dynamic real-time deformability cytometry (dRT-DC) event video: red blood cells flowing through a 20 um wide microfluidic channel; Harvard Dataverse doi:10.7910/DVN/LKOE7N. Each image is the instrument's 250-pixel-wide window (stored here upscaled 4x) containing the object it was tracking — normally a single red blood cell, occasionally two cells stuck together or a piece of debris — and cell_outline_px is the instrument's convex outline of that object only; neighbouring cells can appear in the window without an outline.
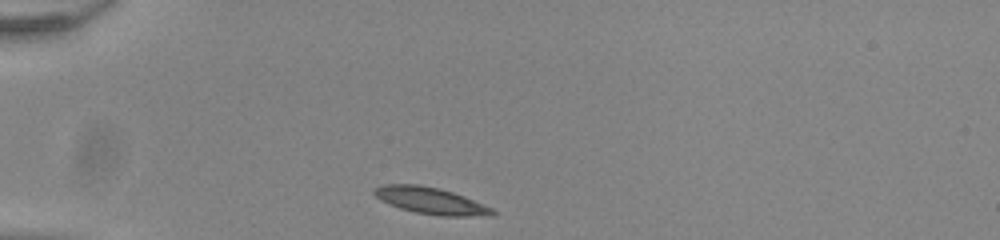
{"species": "common noctule bat (a hibernating species)", "species_latin": "Nyctalus noctula", "temperature_condition": "room temperature", "stored_images_in_passage": 32, "camera_frame_rate_fps": 3000, "um_per_image_px": 0.085, "animal": {"sex": "male", "body_mass_g": 20.0, "forearm_length_mm": 53.3}, "frame": {"image": 1, "passage_image": 1, "time_ms": 0.0, "image_size_px": [1000, 240], "cell_outline_px": [[496, 212], [492, 216], [440, 216], [416, 212], [400, 208], [388, 204], [380, 200], [372, 192], [376, 188], [384, 184], [420, 184], [440, 188], [464, 196], [484, 204], [492, 208]], "centroid_in_image_um": [36.63, 17.06], "position_along_channel_um": 48.4, "area_um2": 18.44}}
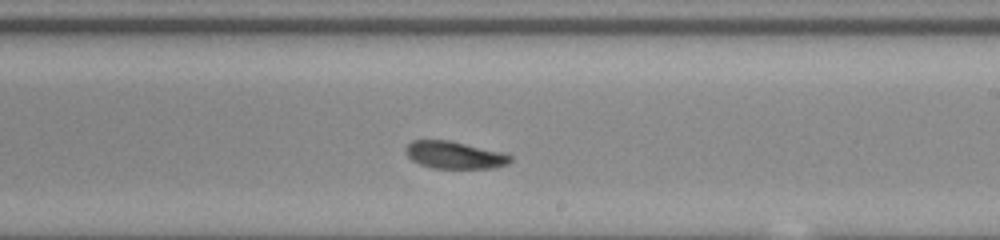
{"frame": {"image": 2, "passage_image": 19, "time_ms": 6.0, "image_size_px": [1000, 240], "cell_outline_px": [[512, 160], [508, 164], [492, 168], [432, 168], [420, 164], [412, 160], [404, 152], [404, 148], [412, 140], [448, 140], [504, 152], [512, 156]], "centroid_in_image_um": [38.63, 13.17], "position_along_channel_um": 250.4, "area_um2": 16.76}}
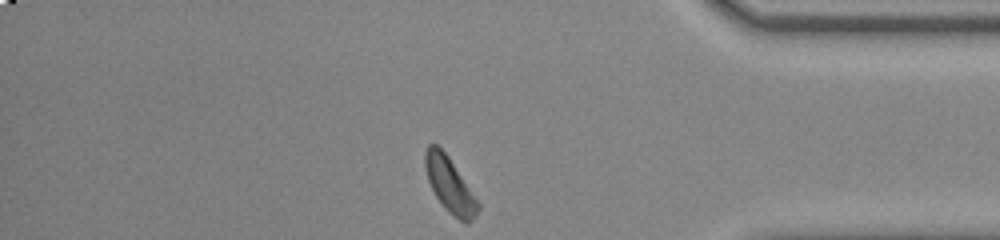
{"frame": {"image": 3, "passage_image": 32, "time_ms": 10.333, "image_size_px": [1000, 240], "cell_outline_px": [[480, 208], [472, 220], [468, 224], [464, 224], [448, 212], [444, 208], [436, 196], [428, 180], [424, 164], [424, 152], [428, 144], [436, 144], [448, 156], [480, 204]], "centroid_in_image_um": [38.22, 15.75], "position_along_channel_um": 397.0, "area_um2": 16.82}, "authors_computed_cell_mechanics": {"area_um2": 17.2822, "velocity_mm_per_s": 3.8517, "shape_relaxation_time_tau1_ms": 3.197, "shape_relaxation_time_tau2_ms": null, "deformation_change_tau1": 0.1041, "deformation_change_tau2": null}}